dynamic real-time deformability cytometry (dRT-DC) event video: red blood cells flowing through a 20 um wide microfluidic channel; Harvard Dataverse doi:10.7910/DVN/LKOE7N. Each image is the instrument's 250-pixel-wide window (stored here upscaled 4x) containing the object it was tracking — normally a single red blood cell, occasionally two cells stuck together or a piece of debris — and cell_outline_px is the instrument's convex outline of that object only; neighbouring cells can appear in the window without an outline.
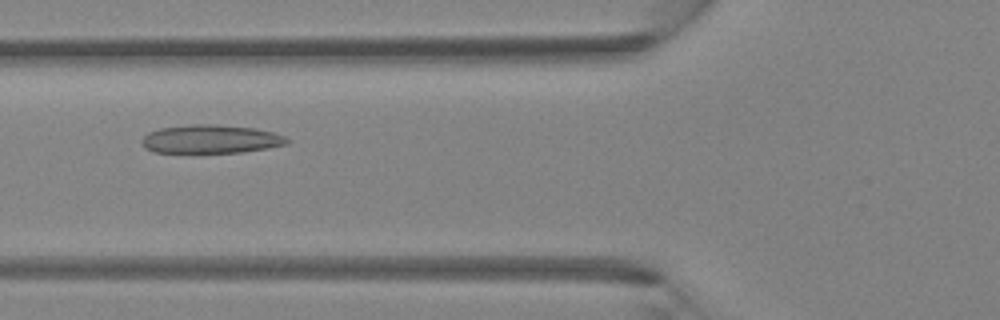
{"species": "Egyptian fruit bat (a non-hibernating species)", "species_latin": "Rousettus aegyptiacus", "temperature_condition": "room temperature", "stored_images_in_passage": 6, "camera_frame_rate_fps": 3000, "um_per_image_px": 0.085, "animal": {"sex": "female"}, "frame": {"image": 1, "passage_image": 6, "time_ms": 1.667, "image_size_px": [1000, 320], "cell_outline_px": [[292, 140], [288, 144], [268, 148], [244, 152], [152, 152], [144, 148], [140, 140], [148, 132], [160, 128], [192, 124], [216, 124], [256, 128], [272, 132], [284, 136]], "centroid_in_image_um": [17.93, 11.82], "position_along_channel_um": 107.9, "area_um2": 24.28}}